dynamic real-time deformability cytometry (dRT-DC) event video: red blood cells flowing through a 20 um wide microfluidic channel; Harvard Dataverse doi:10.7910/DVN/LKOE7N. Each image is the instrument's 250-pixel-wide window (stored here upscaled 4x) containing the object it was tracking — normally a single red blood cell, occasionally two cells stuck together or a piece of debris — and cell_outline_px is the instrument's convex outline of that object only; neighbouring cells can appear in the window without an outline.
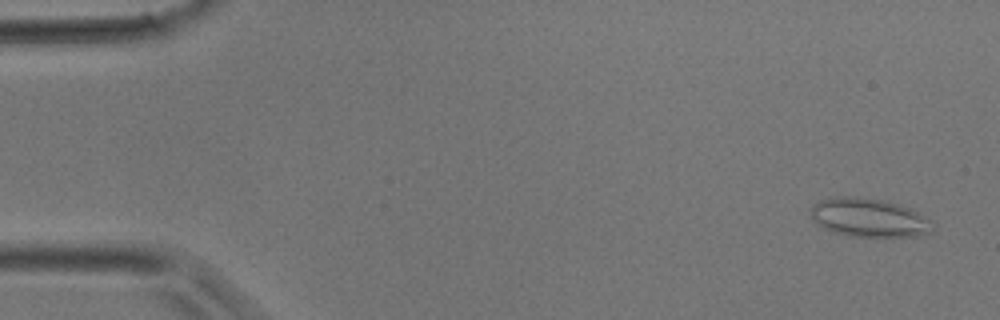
{"species": "common noctule bat (a hibernating species)", "species_latin": "Nyctalus noctula", "temperature_condition": "room temperature", "stored_images_in_passage": 3, "camera_frame_rate_fps": 3000, "um_per_image_px": 0.085, "animal": {"sex": "male", "body_mass_g": 17.9}, "frame": {"image": 1, "passage_image": 1, "time_ms": 0.0, "image_size_px": [1000, 320], "cell_outline_px": [[936, 224], [932, 232], [924, 236], [848, 236], [832, 232], [816, 224], [812, 220], [808, 212], [812, 204], [820, 200], [836, 196], [856, 196], [884, 200], [900, 204], [912, 208]], "centroid_in_image_um": [73.86, 18.49], "position_along_channel_um": 11.1, "area_um2": 28.15}}